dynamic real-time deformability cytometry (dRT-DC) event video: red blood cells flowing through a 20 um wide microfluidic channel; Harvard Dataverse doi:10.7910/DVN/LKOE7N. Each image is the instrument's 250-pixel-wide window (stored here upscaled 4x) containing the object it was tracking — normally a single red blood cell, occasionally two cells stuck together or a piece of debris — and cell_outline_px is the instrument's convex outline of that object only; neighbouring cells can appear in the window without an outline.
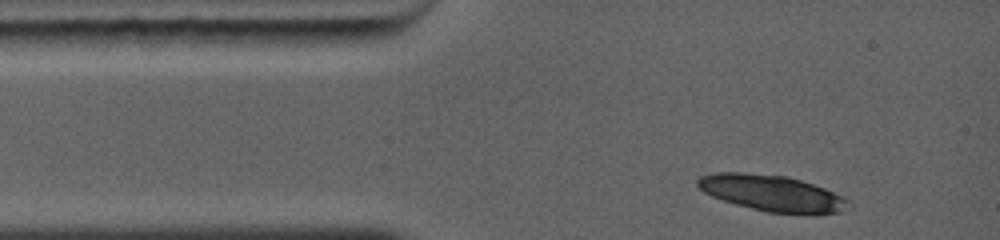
{"species": "common noctule bat (a hibernating species)", "species_latin": "Nyctalus noctula", "temperature_condition": "warm", "stored_images_in_passage": 1, "camera_frame_rate_fps": 5000, "um_per_image_px": 0.085, "animal": {"sex": "female", "body_mass_g": 19.0, "forearm_length_mm": 56.7}, "frame": {"image": 1, "passage_image": 1, "time_ms": 0.0, "image_size_px": [1000, 240], "cell_outline_px": [[852, 208], [840, 212], [816, 216], [808, 216], [768, 212], [736, 204], [712, 196], [704, 192], [696, 184], [696, 180], [700, 176], [712, 172], [744, 172], [788, 176], [824, 188], [844, 196], [848, 200]], "centroid_in_image_um": [65.69, 16.44], "position_along_channel_um": 19.3, "area_um2": 32.48}}